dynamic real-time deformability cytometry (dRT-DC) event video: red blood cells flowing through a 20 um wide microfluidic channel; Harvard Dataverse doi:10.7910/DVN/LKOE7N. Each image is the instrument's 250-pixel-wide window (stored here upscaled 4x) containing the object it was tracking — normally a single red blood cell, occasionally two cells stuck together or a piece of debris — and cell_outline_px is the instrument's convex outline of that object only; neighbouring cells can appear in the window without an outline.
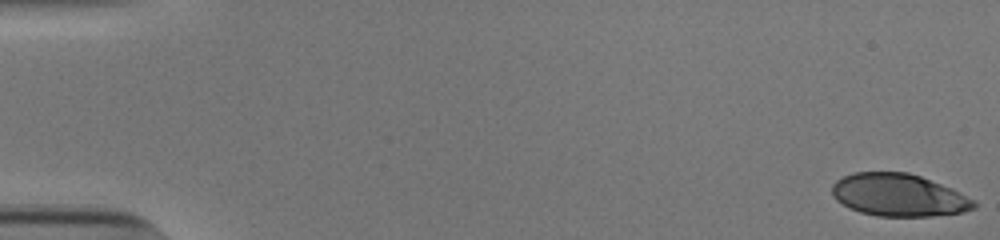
{"species": "human", "species_latin": "Homo sapiens", "temperature_condition": "cold", "stored_images_in_passage": 54, "camera_frame_rate_fps": 3000, "um_per_image_px": 0.085, "donor": {"sex": "male"}, "frame": {"image": 1, "passage_image": 1, "time_ms": 0.0, "image_size_px": [1000, 240], "cell_outline_px": [[976, 208], [964, 212], [928, 216], [876, 216], [860, 212], [848, 208], [836, 200], [832, 196], [832, 184], [836, 180], [844, 176], [856, 172], [908, 172], [920, 176], [940, 184], [976, 200]], "centroid_in_image_um": [76.36, 16.59], "position_along_channel_um": 8.6, "area_um2": 35.08}}
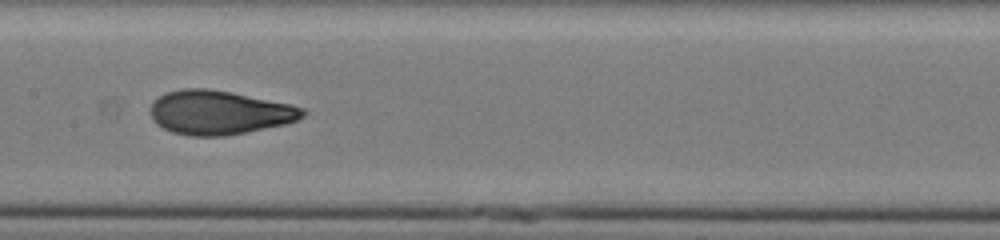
{"frame": {"image": 2, "passage_image": 28, "time_ms": 9.0, "image_size_px": [1000, 240], "cell_outline_px": [[308, 112], [304, 116], [296, 120], [284, 124], [224, 136], [188, 136], [172, 132], [156, 124], [152, 120], [148, 108], [160, 96], [168, 92], [184, 88], [208, 88], [232, 92], [292, 104], [304, 108]], "centroid_in_image_um": [18.63, 9.56], "position_along_channel_um": 188.8, "area_um2": 39.13}}
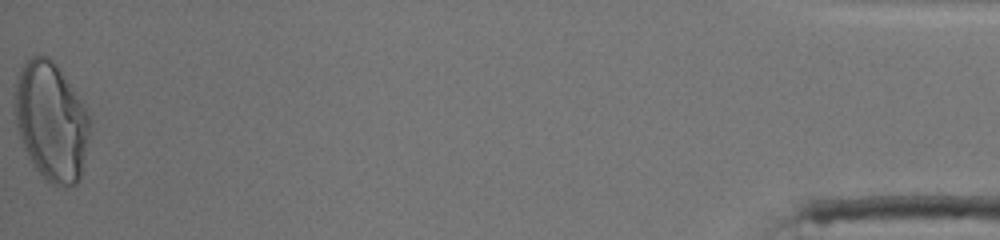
{"frame": {"image": 3, "passage_image": 54, "time_ms": 17.667, "image_size_px": [1000, 240], "cell_outline_px": [[92, 124], [80, 180], [76, 184], [64, 188], [52, 184], [44, 180], [28, 156], [24, 148], [16, 124], [12, 104], [12, 100], [16, 80], [20, 68], [32, 56], [48, 56], [56, 64], [84, 100], [92, 120]], "centroid_in_image_um": [4.38, 10.31], "position_along_channel_um": 430.8, "area_um2": 53.18}, "authors_computed_cell_mechanics": {"area_um2": 38.4659, "velocity_mm_per_s": 3.8423, "shape_relaxation_time_tau1_ms": 5.5619, "shape_relaxation_time_tau2_ms": 0.8055, "deformation_change_tau1": 0.2025, "deformation_change_tau2": 0.0644}}